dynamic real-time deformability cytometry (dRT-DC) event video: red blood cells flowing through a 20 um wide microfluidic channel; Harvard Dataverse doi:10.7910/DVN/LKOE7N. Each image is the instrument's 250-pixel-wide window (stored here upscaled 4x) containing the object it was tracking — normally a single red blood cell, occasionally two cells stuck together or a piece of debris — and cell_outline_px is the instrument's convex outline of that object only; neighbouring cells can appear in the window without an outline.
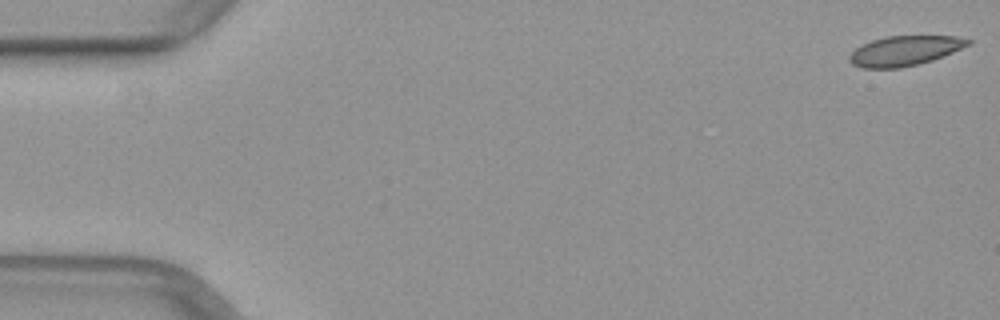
{"species": "common noctule bat (a hibernating species)", "species_latin": "Nyctalus noctula", "temperature_condition": "warm", "stored_images_in_passage": 51, "camera_frame_rate_fps": 3000, "um_per_image_px": 0.085, "animal": {"sex": "female", "body_mass_g": 29.2, "forearm_length_mm": 56.3}, "frame": {"image": 1, "passage_image": 1, "time_ms": 0.0, "image_size_px": [1000, 320], "cell_outline_px": [[972, 44], [932, 60], [900, 68], [860, 68], [852, 64], [848, 60], [848, 56], [856, 48], [872, 40], [884, 36], [956, 36], [972, 40]], "centroid_in_image_um": [76.88, 4.31], "position_along_channel_um": 8.1, "area_um2": 20.58}}
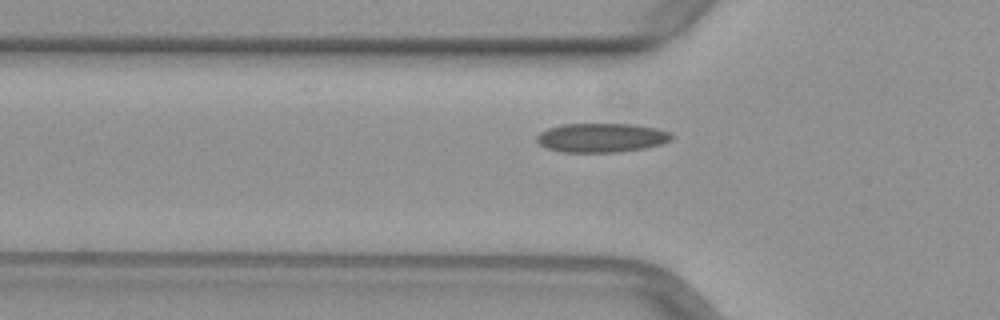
{"frame": {"image": 2, "passage_image": 17, "time_ms": 5.333, "image_size_px": [1000, 320], "cell_outline_px": [[676, 136], [672, 140], [660, 144], [644, 148], [616, 152], [564, 152], [548, 148], [540, 144], [536, 140], [536, 136], [540, 132], [548, 128], [564, 124], [636, 124], [656, 128], [672, 132]], "centroid_in_image_um": [51.18, 11.7], "position_along_channel_um": 74.6, "area_um2": 22.95}}
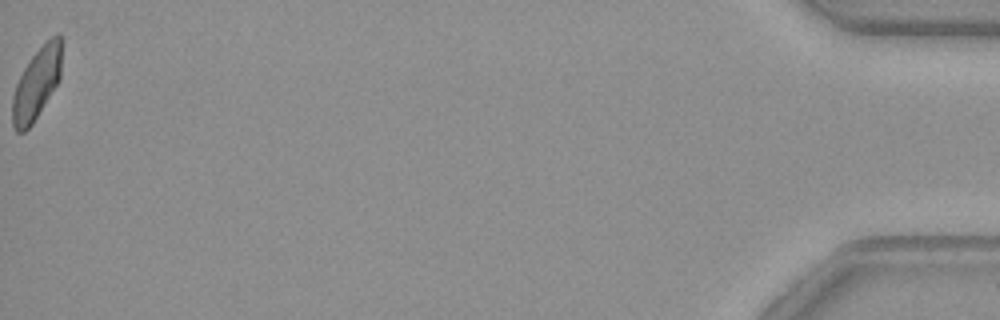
{"frame": {"image": 3, "passage_image": 51, "time_ms": 16.667, "image_size_px": [1000, 320], "cell_outline_px": [[60, 80], [32, 124], [24, 132], [16, 132], [12, 124], [12, 96], [16, 84], [28, 60], [52, 36], [60, 36]], "centroid_in_image_um": [3.07, 7.17], "position_along_channel_um": 432.1, "area_um2": 20.11}}